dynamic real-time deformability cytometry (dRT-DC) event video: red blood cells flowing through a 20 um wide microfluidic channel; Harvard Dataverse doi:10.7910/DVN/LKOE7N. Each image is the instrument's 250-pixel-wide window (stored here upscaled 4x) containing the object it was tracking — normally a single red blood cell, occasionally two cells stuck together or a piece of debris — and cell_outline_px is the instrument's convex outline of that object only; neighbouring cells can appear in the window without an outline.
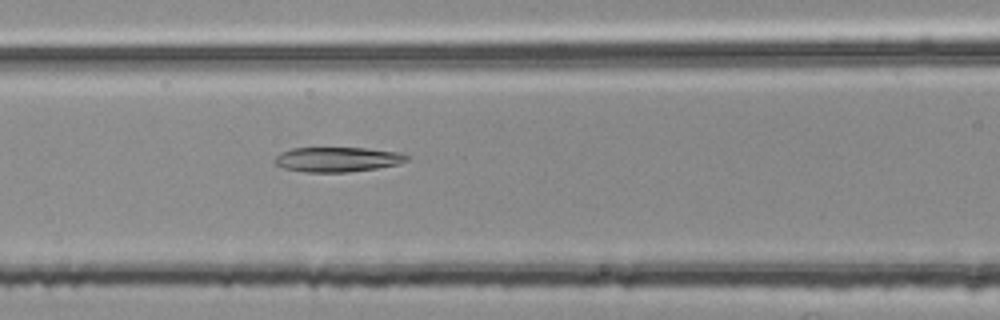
{"species": "common noctule bat (a hibernating species)", "species_latin": "Nyctalus noctula", "temperature_condition": "room temperature", "stored_images_in_passage": 32, "camera_frame_rate_fps": 3000, "um_per_image_px": 0.085, "animal": {"sex": "female", "body_mass_g": 25.1}, "frame": {"image": 1, "passage_image": 7, "time_ms": 2.0, "image_size_px": [1000, 320], "cell_outline_px": [[408, 160], [400, 164], [376, 168], [348, 172], [304, 172], [284, 168], [272, 164], [272, 160], [280, 152], [292, 148], [368, 148], [400, 152], [408, 156]], "centroid_in_image_um": [28.64, 13.55], "position_along_channel_um": 138.0, "area_um2": 19.31}}
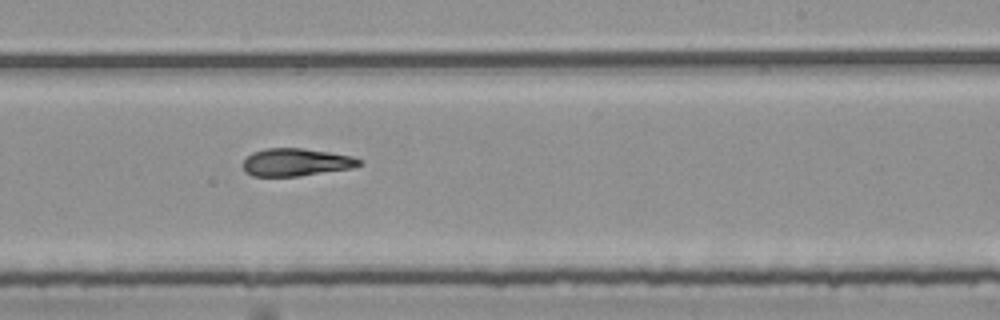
{"frame": {"image": 2, "passage_image": 17, "time_ms": 5.333, "image_size_px": [1000, 320], "cell_outline_px": [[360, 164], [352, 168], [300, 176], [252, 176], [244, 172], [244, 160], [252, 152], [264, 148], [304, 148], [352, 156], [360, 160]], "centroid_in_image_um": [25.13, 13.79], "position_along_channel_um": 263.9, "area_um2": 18.67}}
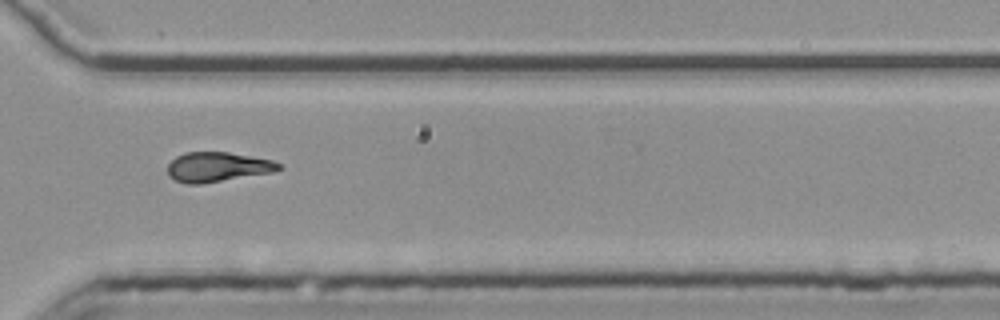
{"frame": {"image": 3, "passage_image": 24, "time_ms": 7.667, "image_size_px": [1000, 320], "cell_outline_px": [[284, 168], [272, 172], [200, 184], [188, 184], [176, 180], [168, 176], [168, 164], [176, 156], [184, 152], [228, 152], [252, 156], [272, 160], [280, 164]], "centroid_in_image_um": [18.48, 14.18], "position_along_channel_um": 352.1, "area_um2": 19.19}, "authors_computed_cell_mechanics": {"area_um2": 19.1607, "velocity_mm_per_s": 3.7905, "shape_relaxation_time_tau1_ms": null, "shape_relaxation_time_tau2_ms": 6.895, "deformation_change_tau1": null, "deformation_change_tau2": 0.1893}}